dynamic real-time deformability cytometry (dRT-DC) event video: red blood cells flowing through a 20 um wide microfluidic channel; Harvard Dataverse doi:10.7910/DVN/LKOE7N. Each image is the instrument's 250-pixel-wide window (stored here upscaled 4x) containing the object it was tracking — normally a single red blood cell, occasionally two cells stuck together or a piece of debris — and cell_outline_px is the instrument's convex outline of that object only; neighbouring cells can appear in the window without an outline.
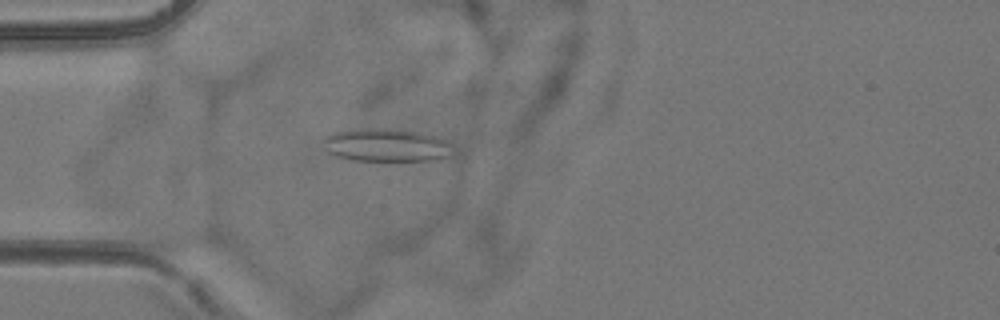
{"species": "common noctule bat (a hibernating species)", "species_latin": "Nyctalus noctula", "temperature_condition": "room temperature", "stored_images_in_passage": 3, "camera_frame_rate_fps": 3000, "um_per_image_px": 0.085, "animal": {"sex": "female", "body_mass_g": 24.6, "forearm_length_mm": 56.2}, "frame": {"image": 1, "passage_image": 3, "time_ms": 2.333, "image_size_px": [1000, 320], "cell_outline_px": [[452, 144], [448, 156], [436, 160], [352, 160], [328, 152], [324, 140], [328, 136], [336, 132], [352, 128], [384, 128], [416, 132], [436, 136]], "centroid_in_image_um": [32.84, 12.32], "position_along_channel_um": 52.2, "area_um2": 24.45}}